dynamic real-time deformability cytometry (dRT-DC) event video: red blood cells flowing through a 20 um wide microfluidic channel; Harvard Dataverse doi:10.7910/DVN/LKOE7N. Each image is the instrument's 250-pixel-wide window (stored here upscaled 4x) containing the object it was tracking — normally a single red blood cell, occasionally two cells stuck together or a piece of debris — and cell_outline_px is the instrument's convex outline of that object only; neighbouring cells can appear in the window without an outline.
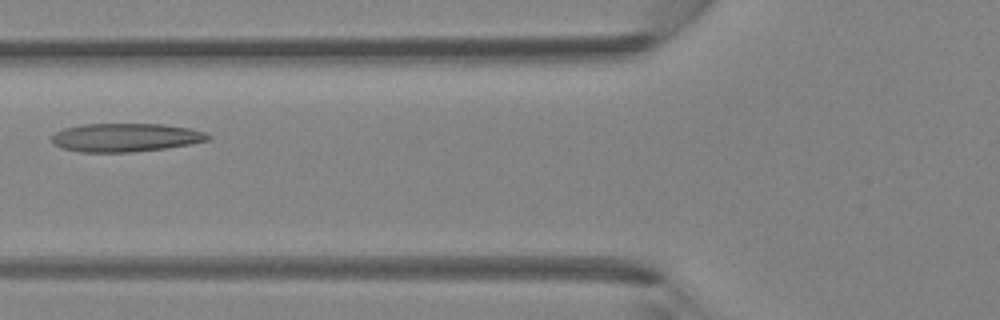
{"species": "Egyptian fruit bat (a non-hibernating species)", "species_latin": "Rousettus aegyptiacus", "temperature_condition": "room temperature", "stored_images_in_passage": 16, "camera_frame_rate_fps": 3000, "um_per_image_px": 0.085, "animal": {"sex": "female"}, "frame": {"image": 1, "passage_image": 14, "time_ms": 4.333, "image_size_px": [1000, 320], "cell_outline_px": [[212, 136], [208, 140], [192, 144], [164, 148], [132, 152], [80, 152], [64, 148], [56, 144], [52, 140], [52, 136], [56, 132], [64, 128], [80, 124], [164, 124], [188, 128], [204, 132]], "centroid_in_image_um": [10.69, 11.68], "position_along_channel_um": 115.1, "area_um2": 25.78}}